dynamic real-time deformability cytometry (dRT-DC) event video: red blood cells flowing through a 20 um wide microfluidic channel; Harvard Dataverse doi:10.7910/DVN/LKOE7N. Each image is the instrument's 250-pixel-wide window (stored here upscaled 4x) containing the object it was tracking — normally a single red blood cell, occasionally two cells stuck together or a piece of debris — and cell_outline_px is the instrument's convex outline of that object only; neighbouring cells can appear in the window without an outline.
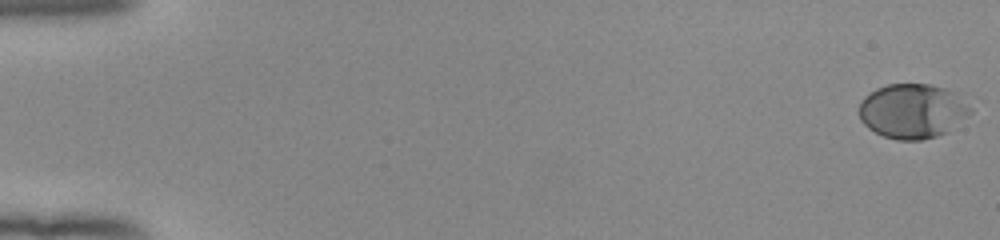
{"species": "human", "species_latin": "Homo sapiens", "temperature_condition": "room temperature", "stored_images_in_passage": 54, "camera_frame_rate_fps": 3000, "um_per_image_px": 0.085, "donor": {"sex": "female"}, "frame": {"image": 1, "passage_image": 1, "time_ms": 0.0, "image_size_px": [1000, 240], "cell_outline_px": [[972, 112], [948, 132], [936, 136], [920, 140], [896, 140], [884, 136], [868, 128], [860, 120], [860, 100], [864, 96], [876, 88], [888, 84], [932, 84], [956, 92], [972, 108]], "centroid_in_image_um": [77.57, 9.43], "position_along_channel_um": 7.4, "area_um2": 35.6}}
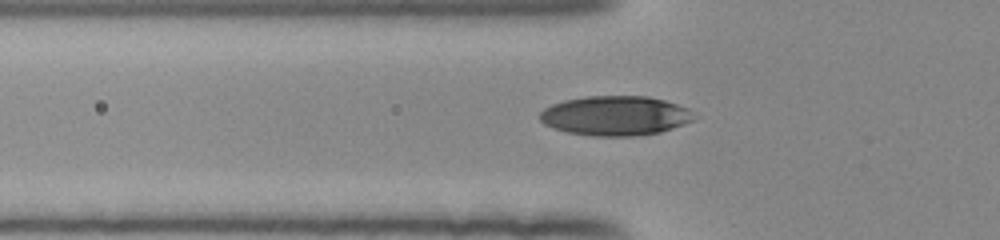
{"frame": {"image": 2, "passage_image": 20, "time_ms": 6.333, "image_size_px": [1000, 240], "cell_outline_px": [[700, 116], [684, 124], [660, 132], [636, 136], [592, 136], [568, 132], [552, 128], [544, 124], [540, 120], [540, 112], [544, 108], [552, 104], [564, 100], [588, 96], [648, 96], [664, 100], [688, 108]], "centroid_in_image_um": [52.32, 9.83], "position_along_channel_um": 73.5, "area_um2": 35.78}}
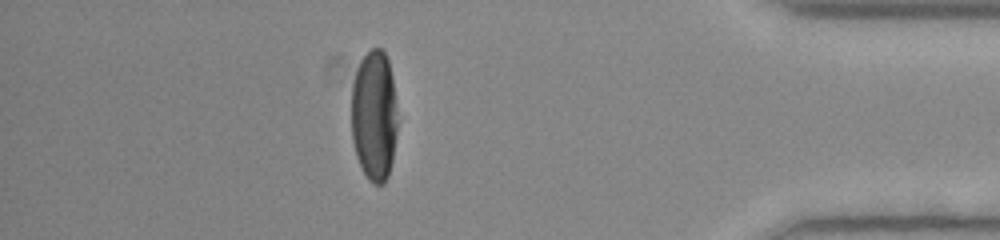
{"frame": {"image": 3, "passage_image": 48, "time_ms": 15.667, "image_size_px": [1000, 240], "cell_outline_px": [[396, 136], [392, 160], [388, 176], [384, 184], [372, 184], [368, 180], [356, 156], [352, 140], [352, 84], [360, 60], [372, 48], [380, 48], [384, 52], [388, 60], [392, 76], [396, 120]], "centroid_in_image_um": [31.79, 9.86], "position_along_channel_um": 403.4, "area_um2": 34.91}, "authors_computed_cell_mechanics": {"area_um2": 35.4025, "velocity_mm_per_s": 3.9082, "shape_relaxation_time_tau1_ms": 3.6424, "shape_relaxation_time_tau2_ms": null, "deformation_change_tau1": 0.1921, "deformation_change_tau2": null}}